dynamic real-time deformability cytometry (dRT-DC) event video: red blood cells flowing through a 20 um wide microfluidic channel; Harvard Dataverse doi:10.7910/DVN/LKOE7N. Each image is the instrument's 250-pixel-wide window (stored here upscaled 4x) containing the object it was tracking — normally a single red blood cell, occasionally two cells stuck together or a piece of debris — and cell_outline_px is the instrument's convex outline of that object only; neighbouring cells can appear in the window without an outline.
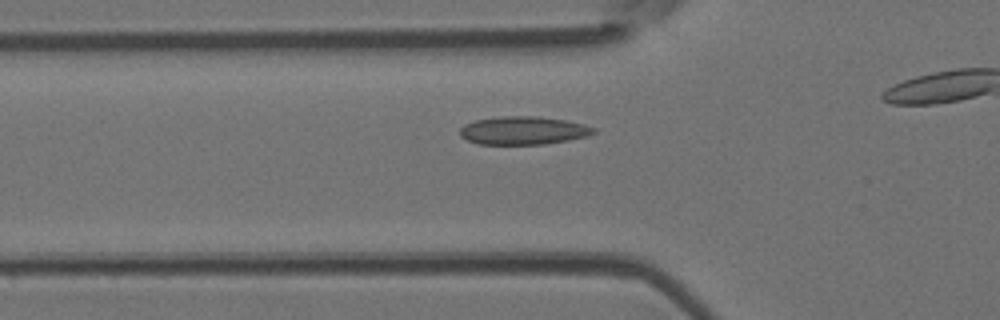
{"species": "Egyptian fruit bat (a non-hibernating species)", "species_latin": "Rousettus aegyptiacus", "temperature_condition": "room temperature", "stored_images_in_passage": 26, "camera_frame_rate_fps": 3000, "um_per_image_px": 0.085, "animal": {"sex": "female"}, "frame": {"image": 1, "passage_image": 8, "time_ms": 2.333, "image_size_px": [1000, 320], "cell_outline_px": [[596, 132], [588, 136], [568, 140], [544, 144], [480, 144], [468, 140], [460, 136], [460, 128], [464, 124], [476, 120], [504, 116], [536, 116], [564, 120], [584, 124], [596, 128]], "centroid_in_image_um": [44.49, 11.09], "position_along_channel_um": 81.3, "area_um2": 21.85}}
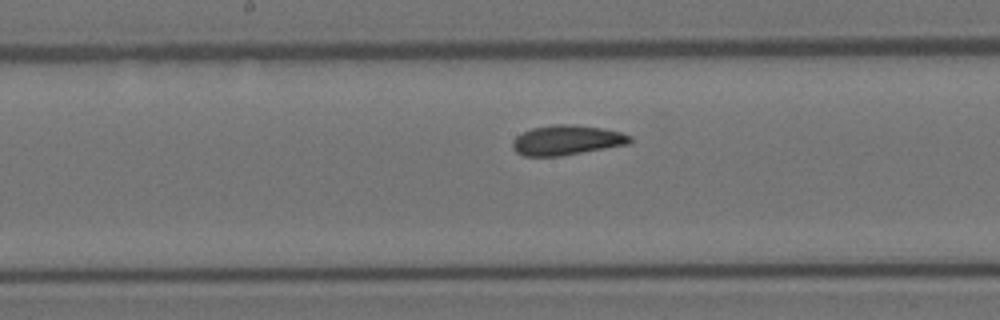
{"frame": {"image": 2, "passage_image": 17, "time_ms": 5.333, "image_size_px": [1000, 320], "cell_outline_px": [[632, 144], [560, 156], [524, 156], [516, 152], [512, 148], [512, 140], [516, 136], [532, 128], [552, 124], [568, 124], [600, 128], [620, 132], [632, 136]], "centroid_in_image_um": [48.18, 11.92], "position_along_channel_um": 200.0, "area_um2": 20.52}}
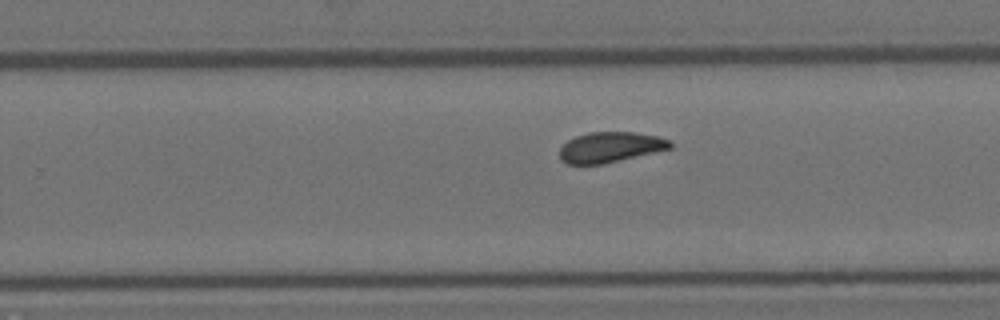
{"frame": {"image": 3, "passage_image": 23, "time_ms": 7.333, "image_size_px": [1000, 320], "cell_outline_px": [[672, 148], [604, 164], [568, 164], [560, 160], [560, 148], [568, 140], [576, 136], [588, 132], [636, 132], [656, 136], [672, 140]], "centroid_in_image_um": [51.88, 12.51], "position_along_channel_um": 277.9, "area_um2": 19.65}}